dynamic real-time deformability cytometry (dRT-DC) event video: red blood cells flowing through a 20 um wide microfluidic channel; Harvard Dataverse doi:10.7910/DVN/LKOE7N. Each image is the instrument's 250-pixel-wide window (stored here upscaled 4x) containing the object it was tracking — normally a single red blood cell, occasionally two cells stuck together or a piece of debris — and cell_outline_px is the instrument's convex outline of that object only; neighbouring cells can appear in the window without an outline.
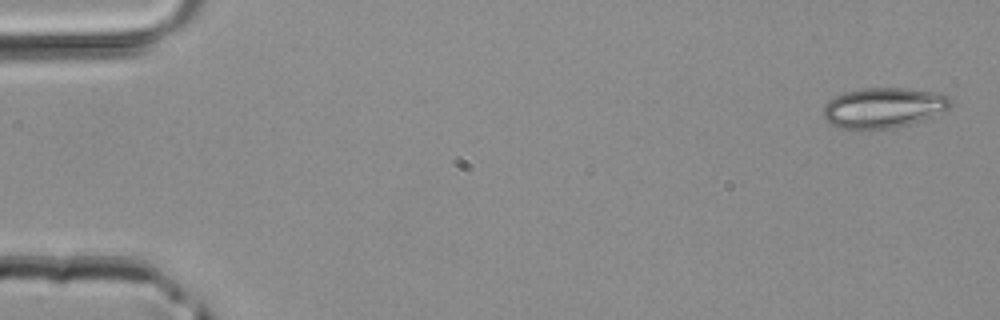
{"species": "common noctule bat (a hibernating species)", "species_latin": "Nyctalus noctula", "temperature_condition": "room temperature", "stored_images_in_passage": 4, "camera_frame_rate_fps": 3000, "um_per_image_px": 0.085, "animal": {"sex": "male", "body_mass_g": 20.4}, "frame": {"image": 1, "passage_image": 1, "time_ms": 0.0, "image_size_px": [1000, 320], "cell_outline_px": [[952, 104], [948, 108], [924, 120], [892, 128], [860, 132], [856, 132], [840, 128], [824, 120], [820, 116], [824, 104], [828, 100], [844, 92], [864, 88], [904, 88], [940, 92], [952, 96]], "centroid_in_image_um": [75.05, 9.19], "position_along_channel_um": 10.0, "area_um2": 30.92}}